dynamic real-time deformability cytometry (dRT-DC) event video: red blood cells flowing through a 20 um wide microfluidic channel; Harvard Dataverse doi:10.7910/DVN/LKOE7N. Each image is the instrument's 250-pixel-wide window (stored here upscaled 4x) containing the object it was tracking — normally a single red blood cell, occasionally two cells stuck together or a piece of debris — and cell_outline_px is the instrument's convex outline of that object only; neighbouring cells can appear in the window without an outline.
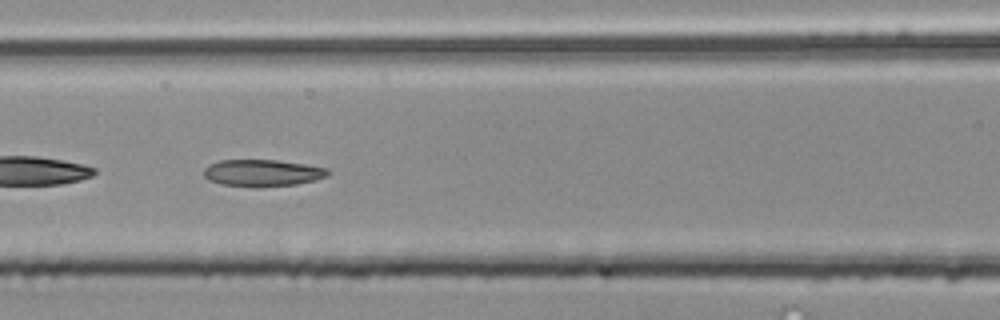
{"species": "common noctule bat (a hibernating species)", "species_latin": "Nyctalus noctula", "temperature_condition": "room temperature", "stored_images_in_passage": 31, "camera_frame_rate_fps": 3000, "um_per_image_px": 0.085, "animal": {"sex": "male", "body_mass_g": 20.4}, "frame": {"image": 1, "passage_image": 22, "time_ms": 7.0, "image_size_px": [1000, 320], "cell_outline_px": [[332, 172], [328, 176], [316, 180], [296, 184], [252, 188], [220, 184], [208, 180], [204, 176], [204, 168], [208, 164], [220, 160], [276, 160], [304, 164], [328, 168]], "centroid_in_image_um": [22.3, 14.71], "position_along_channel_um": 144.3, "area_um2": 19.77}}
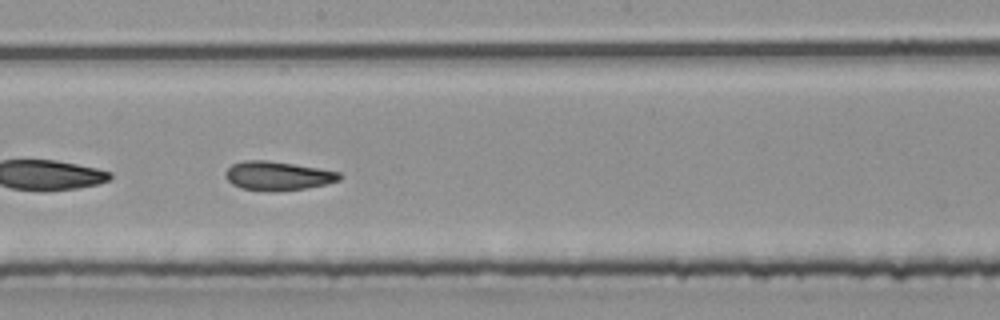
{"frame": {"image": 2, "passage_image": 28, "time_ms": 9.0, "image_size_px": [1000, 320], "cell_outline_px": [[344, 176], [340, 180], [324, 184], [304, 188], [240, 188], [232, 184], [224, 176], [224, 172], [232, 164], [244, 160], [264, 160], [320, 168], [340, 172]], "centroid_in_image_um": [23.62, 14.89], "position_along_channel_um": 224.6, "area_um2": 18.32}}